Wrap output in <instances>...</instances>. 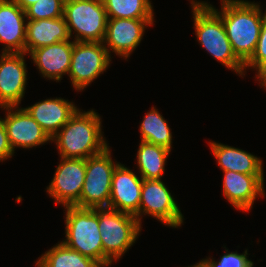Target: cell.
<instances>
[{"label": "cell", "instance_id": "obj_1", "mask_svg": "<svg viewBox=\"0 0 266 267\" xmlns=\"http://www.w3.org/2000/svg\"><path fill=\"white\" fill-rule=\"evenodd\" d=\"M208 4L221 18L236 57L245 64L253 55L265 13L259 4L247 0H221V11Z\"/></svg>", "mask_w": 266, "mask_h": 267}, {"label": "cell", "instance_id": "obj_22", "mask_svg": "<svg viewBox=\"0 0 266 267\" xmlns=\"http://www.w3.org/2000/svg\"><path fill=\"white\" fill-rule=\"evenodd\" d=\"M35 265L37 267H102L94 259L81 255L63 242L42 254Z\"/></svg>", "mask_w": 266, "mask_h": 267}, {"label": "cell", "instance_id": "obj_24", "mask_svg": "<svg viewBox=\"0 0 266 267\" xmlns=\"http://www.w3.org/2000/svg\"><path fill=\"white\" fill-rule=\"evenodd\" d=\"M108 18L154 19L150 0H102Z\"/></svg>", "mask_w": 266, "mask_h": 267}, {"label": "cell", "instance_id": "obj_2", "mask_svg": "<svg viewBox=\"0 0 266 267\" xmlns=\"http://www.w3.org/2000/svg\"><path fill=\"white\" fill-rule=\"evenodd\" d=\"M101 127L97 112L77 109L51 141H55L60 158L87 159L108 147Z\"/></svg>", "mask_w": 266, "mask_h": 267}, {"label": "cell", "instance_id": "obj_30", "mask_svg": "<svg viewBox=\"0 0 266 267\" xmlns=\"http://www.w3.org/2000/svg\"><path fill=\"white\" fill-rule=\"evenodd\" d=\"M255 78H257V80L259 79L258 81H260V85L266 88V66L257 74Z\"/></svg>", "mask_w": 266, "mask_h": 267}, {"label": "cell", "instance_id": "obj_12", "mask_svg": "<svg viewBox=\"0 0 266 267\" xmlns=\"http://www.w3.org/2000/svg\"><path fill=\"white\" fill-rule=\"evenodd\" d=\"M26 53H3L0 56V108L19 106L27 84Z\"/></svg>", "mask_w": 266, "mask_h": 267}, {"label": "cell", "instance_id": "obj_14", "mask_svg": "<svg viewBox=\"0 0 266 267\" xmlns=\"http://www.w3.org/2000/svg\"><path fill=\"white\" fill-rule=\"evenodd\" d=\"M143 178L119 163L112 175L109 208L135 216L139 222V205Z\"/></svg>", "mask_w": 266, "mask_h": 267}, {"label": "cell", "instance_id": "obj_5", "mask_svg": "<svg viewBox=\"0 0 266 267\" xmlns=\"http://www.w3.org/2000/svg\"><path fill=\"white\" fill-rule=\"evenodd\" d=\"M65 237L62 242L103 267V245L98 223V208L65 206Z\"/></svg>", "mask_w": 266, "mask_h": 267}, {"label": "cell", "instance_id": "obj_9", "mask_svg": "<svg viewBox=\"0 0 266 267\" xmlns=\"http://www.w3.org/2000/svg\"><path fill=\"white\" fill-rule=\"evenodd\" d=\"M149 214L169 227H180L183 215L176 201L161 179H143L139 205V223Z\"/></svg>", "mask_w": 266, "mask_h": 267}, {"label": "cell", "instance_id": "obj_13", "mask_svg": "<svg viewBox=\"0 0 266 267\" xmlns=\"http://www.w3.org/2000/svg\"><path fill=\"white\" fill-rule=\"evenodd\" d=\"M17 107H3L7 113L2 120L13 152L17 147L29 149L51 141V138L26 109Z\"/></svg>", "mask_w": 266, "mask_h": 267}, {"label": "cell", "instance_id": "obj_16", "mask_svg": "<svg viewBox=\"0 0 266 267\" xmlns=\"http://www.w3.org/2000/svg\"><path fill=\"white\" fill-rule=\"evenodd\" d=\"M25 11L13 0H0V42L3 53H25Z\"/></svg>", "mask_w": 266, "mask_h": 267}, {"label": "cell", "instance_id": "obj_3", "mask_svg": "<svg viewBox=\"0 0 266 267\" xmlns=\"http://www.w3.org/2000/svg\"><path fill=\"white\" fill-rule=\"evenodd\" d=\"M195 33L207 52L239 76L245 75L244 64L234 54L222 18L208 5L191 1Z\"/></svg>", "mask_w": 266, "mask_h": 267}, {"label": "cell", "instance_id": "obj_4", "mask_svg": "<svg viewBox=\"0 0 266 267\" xmlns=\"http://www.w3.org/2000/svg\"><path fill=\"white\" fill-rule=\"evenodd\" d=\"M98 223L103 245V267H109L135 243L142 228L135 216L108 207L98 208Z\"/></svg>", "mask_w": 266, "mask_h": 267}, {"label": "cell", "instance_id": "obj_10", "mask_svg": "<svg viewBox=\"0 0 266 267\" xmlns=\"http://www.w3.org/2000/svg\"><path fill=\"white\" fill-rule=\"evenodd\" d=\"M86 173V159L61 158L51 183L48 194L56 204L74 206L81 196Z\"/></svg>", "mask_w": 266, "mask_h": 267}, {"label": "cell", "instance_id": "obj_19", "mask_svg": "<svg viewBox=\"0 0 266 267\" xmlns=\"http://www.w3.org/2000/svg\"><path fill=\"white\" fill-rule=\"evenodd\" d=\"M70 40L64 16L54 19L27 20L25 53L39 47Z\"/></svg>", "mask_w": 266, "mask_h": 267}, {"label": "cell", "instance_id": "obj_18", "mask_svg": "<svg viewBox=\"0 0 266 267\" xmlns=\"http://www.w3.org/2000/svg\"><path fill=\"white\" fill-rule=\"evenodd\" d=\"M68 101L63 98H50L25 109L52 139L78 109L73 102Z\"/></svg>", "mask_w": 266, "mask_h": 267}, {"label": "cell", "instance_id": "obj_6", "mask_svg": "<svg viewBox=\"0 0 266 267\" xmlns=\"http://www.w3.org/2000/svg\"><path fill=\"white\" fill-rule=\"evenodd\" d=\"M63 16L75 42H103L108 17L102 0H67Z\"/></svg>", "mask_w": 266, "mask_h": 267}, {"label": "cell", "instance_id": "obj_7", "mask_svg": "<svg viewBox=\"0 0 266 267\" xmlns=\"http://www.w3.org/2000/svg\"><path fill=\"white\" fill-rule=\"evenodd\" d=\"M109 147L86 159V173L80 200L74 206L109 208L112 175L119 164H114Z\"/></svg>", "mask_w": 266, "mask_h": 267}, {"label": "cell", "instance_id": "obj_8", "mask_svg": "<svg viewBox=\"0 0 266 267\" xmlns=\"http://www.w3.org/2000/svg\"><path fill=\"white\" fill-rule=\"evenodd\" d=\"M110 59L103 42H74L68 73L73 88L84 90L106 71Z\"/></svg>", "mask_w": 266, "mask_h": 267}, {"label": "cell", "instance_id": "obj_15", "mask_svg": "<svg viewBox=\"0 0 266 267\" xmlns=\"http://www.w3.org/2000/svg\"><path fill=\"white\" fill-rule=\"evenodd\" d=\"M223 173V194L237 210L249 211L258 195L264 197V174Z\"/></svg>", "mask_w": 266, "mask_h": 267}, {"label": "cell", "instance_id": "obj_23", "mask_svg": "<svg viewBox=\"0 0 266 267\" xmlns=\"http://www.w3.org/2000/svg\"><path fill=\"white\" fill-rule=\"evenodd\" d=\"M155 109L146 113L140 124L141 141L172 149V132L165 118Z\"/></svg>", "mask_w": 266, "mask_h": 267}, {"label": "cell", "instance_id": "obj_31", "mask_svg": "<svg viewBox=\"0 0 266 267\" xmlns=\"http://www.w3.org/2000/svg\"><path fill=\"white\" fill-rule=\"evenodd\" d=\"M188 267H204L200 262H198L197 264L195 265H191V266H188Z\"/></svg>", "mask_w": 266, "mask_h": 267}, {"label": "cell", "instance_id": "obj_21", "mask_svg": "<svg viewBox=\"0 0 266 267\" xmlns=\"http://www.w3.org/2000/svg\"><path fill=\"white\" fill-rule=\"evenodd\" d=\"M170 151L163 146L141 141L136 155L140 176L147 180L161 179Z\"/></svg>", "mask_w": 266, "mask_h": 267}, {"label": "cell", "instance_id": "obj_20", "mask_svg": "<svg viewBox=\"0 0 266 267\" xmlns=\"http://www.w3.org/2000/svg\"><path fill=\"white\" fill-rule=\"evenodd\" d=\"M211 151L222 171H234L242 174H263V163L257 156L245 150L209 142Z\"/></svg>", "mask_w": 266, "mask_h": 267}, {"label": "cell", "instance_id": "obj_29", "mask_svg": "<svg viewBox=\"0 0 266 267\" xmlns=\"http://www.w3.org/2000/svg\"><path fill=\"white\" fill-rule=\"evenodd\" d=\"M18 6H20L24 11L38 0H13Z\"/></svg>", "mask_w": 266, "mask_h": 267}, {"label": "cell", "instance_id": "obj_27", "mask_svg": "<svg viewBox=\"0 0 266 267\" xmlns=\"http://www.w3.org/2000/svg\"><path fill=\"white\" fill-rule=\"evenodd\" d=\"M266 66V16L261 27L256 49L251 58L244 64V68H253L258 74Z\"/></svg>", "mask_w": 266, "mask_h": 267}, {"label": "cell", "instance_id": "obj_17", "mask_svg": "<svg viewBox=\"0 0 266 267\" xmlns=\"http://www.w3.org/2000/svg\"><path fill=\"white\" fill-rule=\"evenodd\" d=\"M67 40L34 49L29 54L44 78L56 80L69 73L73 44Z\"/></svg>", "mask_w": 266, "mask_h": 267}, {"label": "cell", "instance_id": "obj_28", "mask_svg": "<svg viewBox=\"0 0 266 267\" xmlns=\"http://www.w3.org/2000/svg\"><path fill=\"white\" fill-rule=\"evenodd\" d=\"M15 152H13L7 132L3 123L2 118H0V161H4L11 158Z\"/></svg>", "mask_w": 266, "mask_h": 267}, {"label": "cell", "instance_id": "obj_26", "mask_svg": "<svg viewBox=\"0 0 266 267\" xmlns=\"http://www.w3.org/2000/svg\"><path fill=\"white\" fill-rule=\"evenodd\" d=\"M247 252L248 250H245L244 253L239 254L237 252H229L227 249L219 261H215L209 257L199 262L204 267H253L254 264L248 259Z\"/></svg>", "mask_w": 266, "mask_h": 267}, {"label": "cell", "instance_id": "obj_25", "mask_svg": "<svg viewBox=\"0 0 266 267\" xmlns=\"http://www.w3.org/2000/svg\"><path fill=\"white\" fill-rule=\"evenodd\" d=\"M65 0H38L25 10L27 20L54 19L64 14Z\"/></svg>", "mask_w": 266, "mask_h": 267}, {"label": "cell", "instance_id": "obj_11", "mask_svg": "<svg viewBox=\"0 0 266 267\" xmlns=\"http://www.w3.org/2000/svg\"><path fill=\"white\" fill-rule=\"evenodd\" d=\"M153 23L154 19L108 18L103 45L110 56L113 52L127 59L139 46L145 28Z\"/></svg>", "mask_w": 266, "mask_h": 267}]
</instances>
